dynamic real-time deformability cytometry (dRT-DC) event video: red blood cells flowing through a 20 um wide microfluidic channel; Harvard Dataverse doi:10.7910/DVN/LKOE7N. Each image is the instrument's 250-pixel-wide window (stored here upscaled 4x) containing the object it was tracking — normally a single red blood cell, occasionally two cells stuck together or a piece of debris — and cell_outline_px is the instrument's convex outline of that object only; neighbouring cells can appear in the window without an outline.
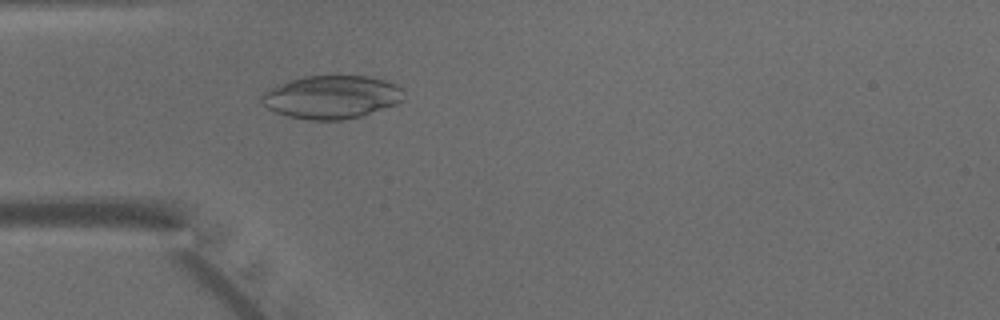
{"species": "common noctule bat (a hibernating species)", "species_latin": "Nyctalus noctula", "temperature_condition": "warm", "stored_images_in_passage": 33, "camera_frame_rate_fps": 3000, "um_per_image_px": 0.085, "animal": {"sex": "male", "body_mass_g": 15.6}, "frame": {"image": 1, "passage_image": 2, "time_ms": 0.333, "image_size_px": [1000, 320], "cell_outline_px": [[404, 100], [396, 104], [360, 116], [340, 120], [308, 120], [288, 116], [276, 112], [268, 108], [260, 100], [260, 96], [264, 92], [276, 84], [304, 76], [368, 76], [384, 80], [396, 84], [400, 88]], "centroid_in_image_um": [28.15, 8.24], "position_along_channel_um": 56.8, "area_um2": 35.6}}
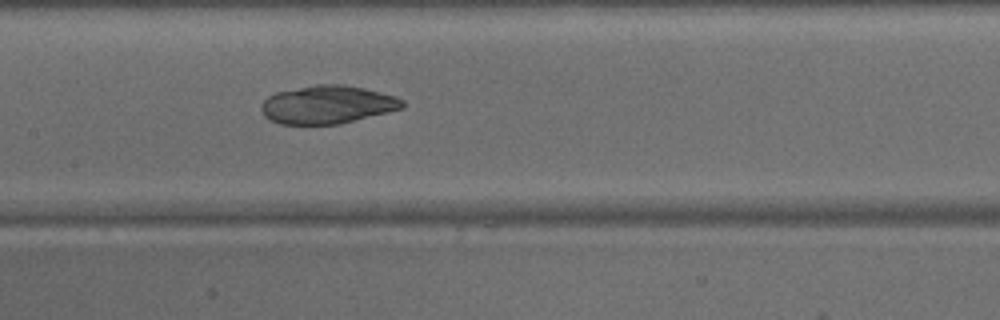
{"frame": {"image": 2, "passage_image": 11, "time_ms": 3.333, "image_size_px": [1000, 320], "cell_outline_px": [[404, 108], [388, 112], [336, 124], [280, 124], [264, 116], [260, 108], [260, 104], [268, 96], [276, 92], [316, 84], [344, 84], [364, 88], [396, 96], [404, 100]], "centroid_in_image_um": [27.82, 8.88], "position_along_channel_um": 179.6, "area_um2": 31.33}}
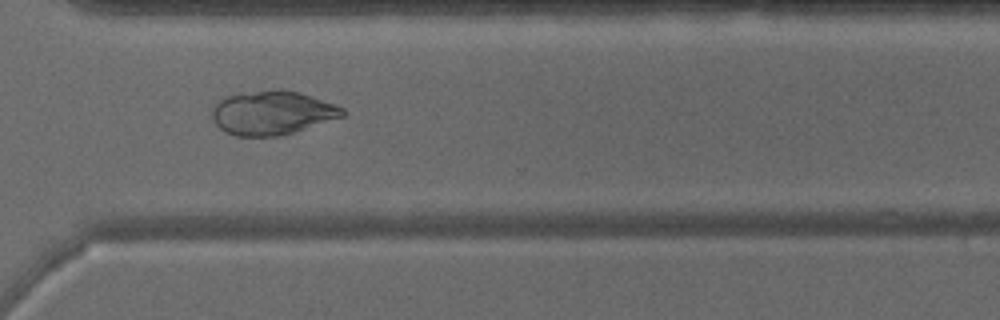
{"frame": {"image": 3, "passage_image": 23, "time_ms": 7.333, "image_size_px": [1000, 320], "cell_outline_px": [[348, 112], [344, 116], [280, 136], [236, 136], [224, 132], [216, 124], [212, 116], [212, 104], [216, 100], [232, 92], [280, 88], [300, 92], [336, 104], [344, 108]], "centroid_in_image_um": [23.09, 9.55], "position_along_channel_um": 347.5, "area_um2": 34.22}}